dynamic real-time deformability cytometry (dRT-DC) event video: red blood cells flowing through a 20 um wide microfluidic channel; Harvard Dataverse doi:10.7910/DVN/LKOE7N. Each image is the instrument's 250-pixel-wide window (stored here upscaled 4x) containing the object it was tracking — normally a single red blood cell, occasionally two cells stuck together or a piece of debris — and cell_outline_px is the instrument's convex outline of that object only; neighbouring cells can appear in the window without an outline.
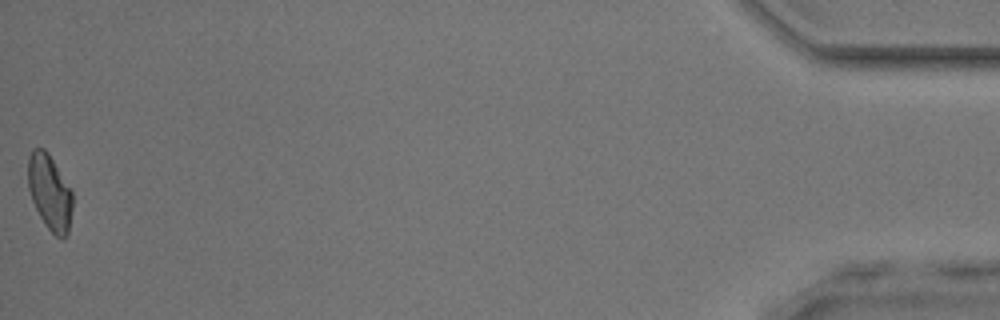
{"species": "common noctule bat (a hibernating species)", "species_latin": "Nyctalus noctula", "temperature_condition": "room temperature", "stored_images_in_passage": 33, "camera_frame_rate_fps": 3000, "um_per_image_px": 0.085, "animal": {"sex": "male", "body_mass_g": 17.9, "forearm_length_mm": 54.2}, "frame": {"image": 1, "passage_image": 33, "time_ms": 10.667, "image_size_px": [1000, 320], "cell_outline_px": [[72, 208], [68, 232], [64, 240], [56, 236], [44, 224], [32, 200], [28, 188], [28, 156], [32, 148], [44, 148], [48, 152], [72, 192]], "centroid_in_image_um": [4.21, 16.34], "position_along_channel_um": 431.0, "area_um2": 19.48}}